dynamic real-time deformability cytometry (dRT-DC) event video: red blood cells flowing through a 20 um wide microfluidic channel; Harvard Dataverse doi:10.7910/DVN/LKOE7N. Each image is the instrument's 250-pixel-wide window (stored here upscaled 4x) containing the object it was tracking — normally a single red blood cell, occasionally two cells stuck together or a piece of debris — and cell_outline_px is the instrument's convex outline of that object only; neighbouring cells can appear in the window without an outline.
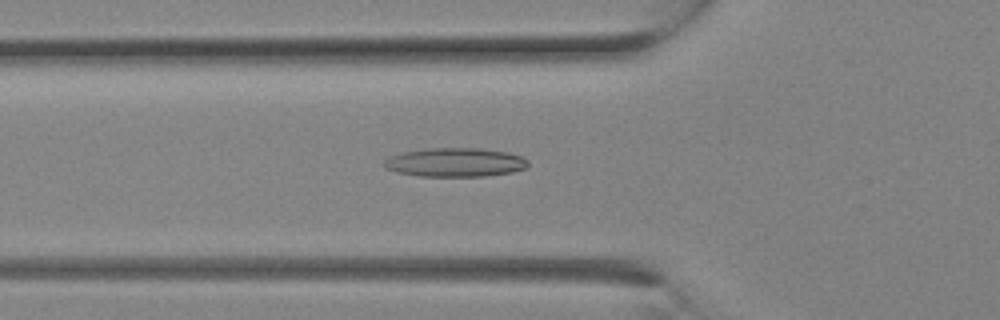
{"species": "Egyptian fruit bat (a non-hibernating species)", "species_latin": "Rousettus aegyptiacus", "temperature_condition": "room temperature", "stored_images_in_passage": 6, "camera_frame_rate_fps": 3000, "um_per_image_px": 0.085, "animal": {"sex": "female"}, "frame": {"image": 1, "passage_image": 4, "time_ms": 1.0, "image_size_px": [1000, 320], "cell_outline_px": [[528, 164], [524, 168], [512, 172], [484, 176], [416, 176], [396, 172], [384, 168], [380, 164], [388, 156], [404, 152], [428, 148], [476, 148], [508, 152], [520, 156], [528, 160]], "centroid_in_image_um": [38.62, 13.8], "position_along_channel_um": 87.2, "area_um2": 24.33}}
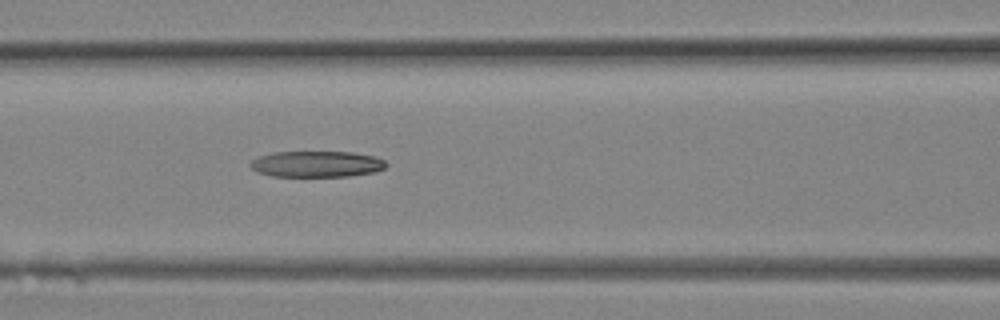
{"frame": {"image": 2, "passage_image": 6, "time_ms": 1.667, "image_size_px": [1000, 320], "cell_outline_px": [[388, 164], [384, 168], [376, 172], [348, 176], [272, 176], [256, 172], [248, 164], [252, 160], [260, 156], [272, 152], [352, 152], [376, 156], [384, 160]], "centroid_in_image_um": [26.93, 13.94], "position_along_channel_um": 139.7, "area_um2": 20.75}}